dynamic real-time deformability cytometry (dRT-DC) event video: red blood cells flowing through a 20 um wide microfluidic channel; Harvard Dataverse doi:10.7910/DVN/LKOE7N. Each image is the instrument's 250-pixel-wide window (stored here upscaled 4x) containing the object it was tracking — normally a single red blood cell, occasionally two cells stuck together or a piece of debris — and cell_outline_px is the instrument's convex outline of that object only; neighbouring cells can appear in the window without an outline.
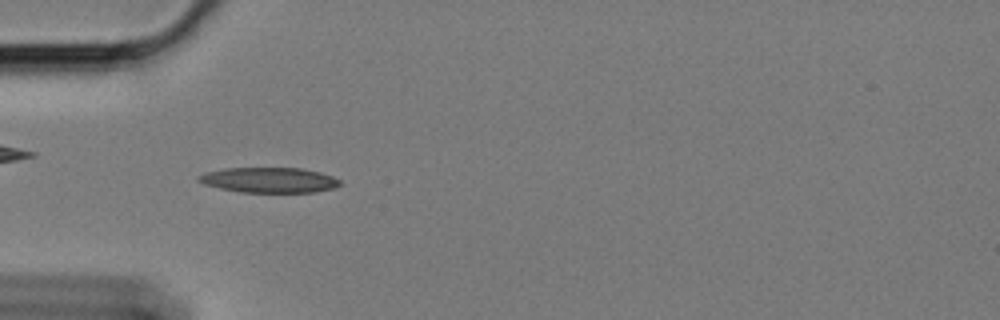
{"species": "Egyptian fruit bat (a non-hibernating species)", "species_latin": "Rousettus aegyptiacus", "temperature_condition": "cold", "stored_images_in_passage": 38, "camera_frame_rate_fps": 3000, "um_per_image_px": 0.085, "animal": {"sex": "female"}, "frame": {"image": 1, "passage_image": 2, "time_ms": 0.333, "image_size_px": [1000, 320], "cell_outline_px": [[340, 184], [332, 188], [316, 192], [240, 192], [220, 188], [204, 184], [196, 180], [196, 176], [204, 172], [224, 168], [300, 168], [320, 172], [332, 176], [340, 180]], "centroid_in_image_um": [22.82, 15.3], "position_along_channel_um": 62.2, "area_um2": 20.81}}
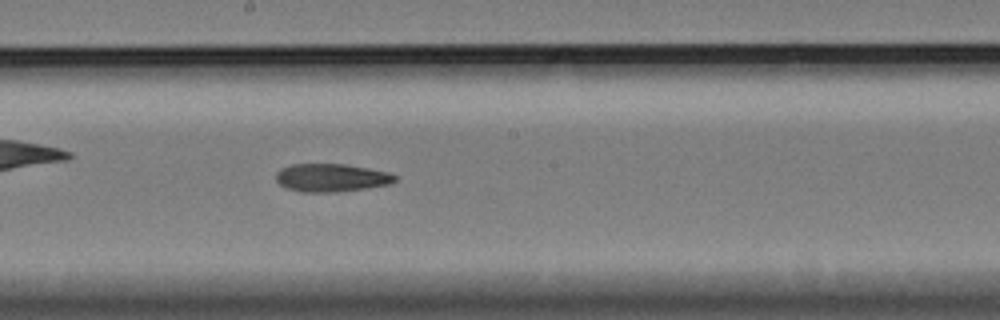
{"frame": {"image": 2, "passage_image": 16, "time_ms": 5.0, "image_size_px": [1000, 320], "cell_outline_px": [[396, 180], [388, 184], [364, 188], [336, 192], [300, 192], [288, 188], [280, 184], [276, 180], [276, 172], [280, 168], [292, 164], [344, 164], [368, 168], [388, 172], [396, 176]], "centroid_in_image_um": [28.12, 15.1], "position_along_channel_um": 220.1, "area_um2": 19.31}}
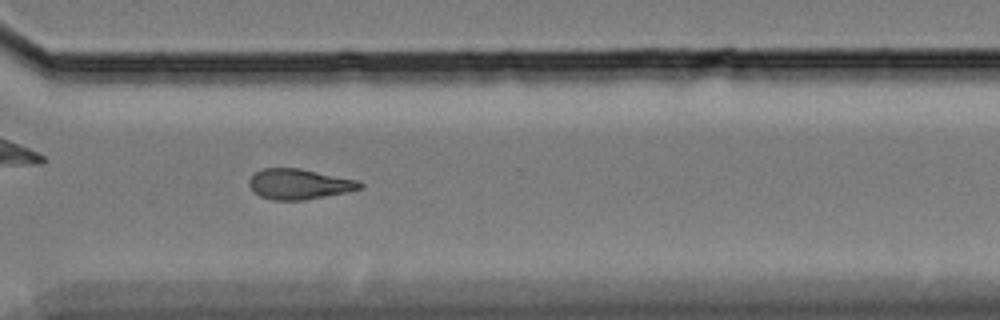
{"frame": {"image": 3, "passage_image": 27, "time_ms": 8.667, "image_size_px": [1000, 320], "cell_outline_px": [[364, 184], [360, 188], [348, 192], [304, 200], [272, 200], [260, 196], [248, 184], [248, 180], [256, 172], [264, 168], [300, 168], [360, 180]], "centroid_in_image_um": [25.46, 15.64], "position_along_channel_um": 345.1, "area_um2": 19.65}}